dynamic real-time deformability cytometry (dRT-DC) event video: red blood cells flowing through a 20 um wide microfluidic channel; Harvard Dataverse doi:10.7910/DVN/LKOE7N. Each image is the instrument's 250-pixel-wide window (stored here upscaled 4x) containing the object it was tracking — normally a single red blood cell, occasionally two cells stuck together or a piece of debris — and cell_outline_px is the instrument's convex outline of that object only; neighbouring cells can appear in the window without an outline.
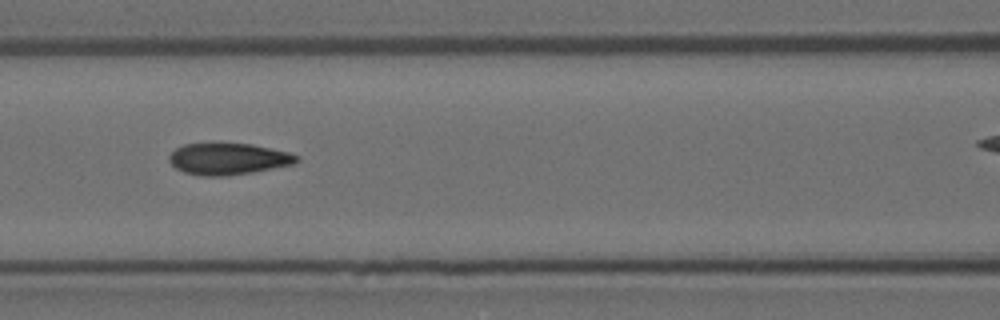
{"species": "Egyptian fruit bat (a non-hibernating species)", "species_latin": "Rousettus aegyptiacus", "temperature_condition": "room temperature", "stored_images_in_passage": 8, "segment_of_instrument_passage": [1, 2], "camera_frame_rate_fps": 3000, "um_per_image_px": 0.085, "animal": {"sex": "female"}, "frame": {"image": 1, "passage_image": 7, "time_ms": 2.0, "image_size_px": [1000, 320], "cell_outline_px": [[300, 160], [292, 164], [252, 172], [224, 176], [204, 176], [184, 172], [176, 168], [168, 160], [168, 156], [176, 148], [184, 144], [252, 144], [288, 152], [300, 156]], "centroid_in_image_um": [19.39, 13.51], "position_along_channel_um": 147.2, "area_um2": 23.18}}